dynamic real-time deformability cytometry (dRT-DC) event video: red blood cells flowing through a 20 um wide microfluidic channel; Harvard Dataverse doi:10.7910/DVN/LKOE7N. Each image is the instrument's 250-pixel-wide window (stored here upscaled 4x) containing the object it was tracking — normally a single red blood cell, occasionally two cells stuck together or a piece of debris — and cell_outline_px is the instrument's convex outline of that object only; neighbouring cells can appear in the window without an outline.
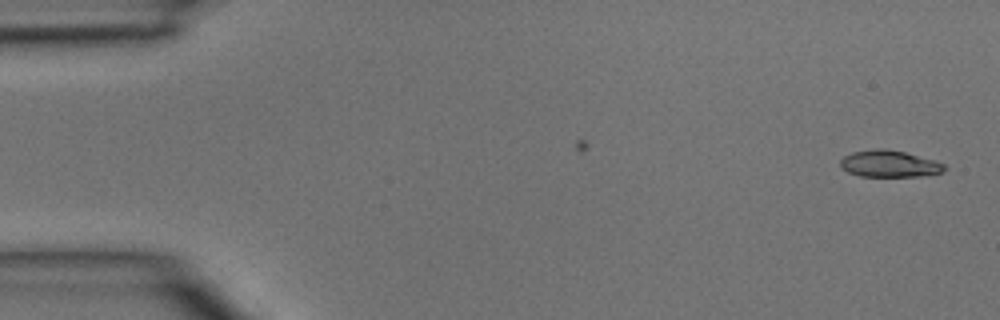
{"species": "common noctule bat (a hibernating species)", "species_latin": "Nyctalus noctula", "temperature_condition": "room temperature", "stored_images_in_passage": 2, "camera_frame_rate_fps": 3000, "um_per_image_px": 0.085, "animal": {"sex": "male", "body_mass_g": 15.6}, "frame": {"image": 1, "passage_image": 2, "time_ms": 0.333, "image_size_px": [1000, 320], "cell_outline_px": [[948, 168], [944, 172], [920, 176], [860, 176], [848, 172], [840, 168], [840, 160], [844, 156], [852, 152], [876, 148], [884, 148], [904, 152], [936, 160], [944, 164]], "centroid_in_image_um": [75.6, 13.92], "position_along_channel_um": 9.4, "area_um2": 16.36}}